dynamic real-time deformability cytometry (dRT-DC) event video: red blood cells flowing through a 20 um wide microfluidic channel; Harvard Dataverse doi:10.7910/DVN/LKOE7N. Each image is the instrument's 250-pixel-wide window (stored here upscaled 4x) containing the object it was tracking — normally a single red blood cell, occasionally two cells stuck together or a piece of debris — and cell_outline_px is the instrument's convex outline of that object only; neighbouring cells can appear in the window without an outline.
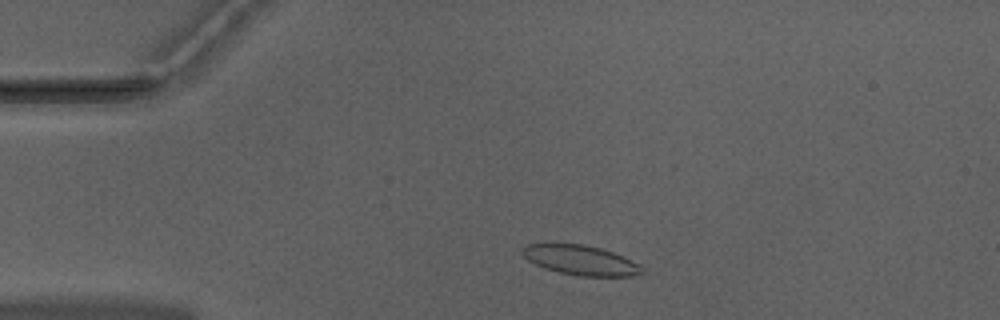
{"species": "Egyptian fruit bat (a non-hibernating species)", "species_latin": "Rousettus aegyptiacus", "temperature_condition": "warm", "stored_images_in_passage": 46, "camera_frame_rate_fps": 3000, "um_per_image_px": 0.085, "animal": {"sex": "male"}, "frame": {"image": 1, "passage_image": 5, "time_ms": 1.333, "image_size_px": [1000, 320], "cell_outline_px": [[644, 272], [640, 276], [580, 276], [560, 272], [544, 268], [528, 260], [520, 252], [520, 248], [524, 244], [584, 244], [600, 248], [624, 256], [640, 264], [644, 268]], "centroid_in_image_um": [49.38, 22.12], "position_along_channel_um": 35.6, "area_um2": 20.92}}
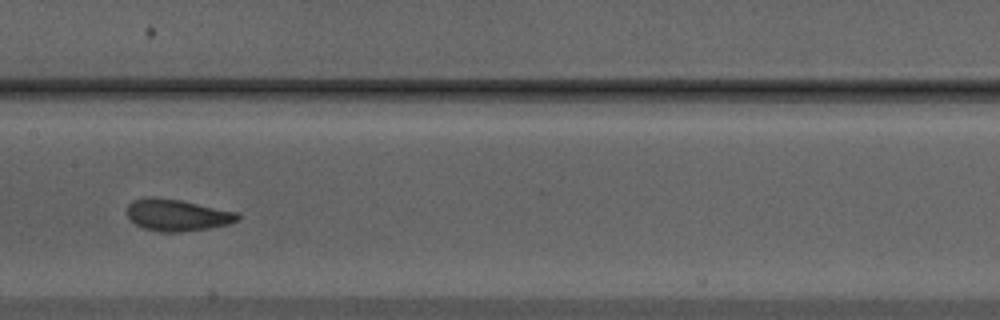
{"frame": {"image": 2, "passage_image": 20, "time_ms": 6.333, "image_size_px": [1000, 320], "cell_outline_px": [[240, 216], [236, 220], [228, 224], [208, 228], [180, 232], [160, 232], [144, 228], [136, 224], [128, 216], [128, 204], [132, 200], [148, 196], [152, 196], [180, 200], [240, 212]], "centroid_in_image_um": [15.06, 18.27], "position_along_channel_um": 192.3, "area_um2": 20.46}}
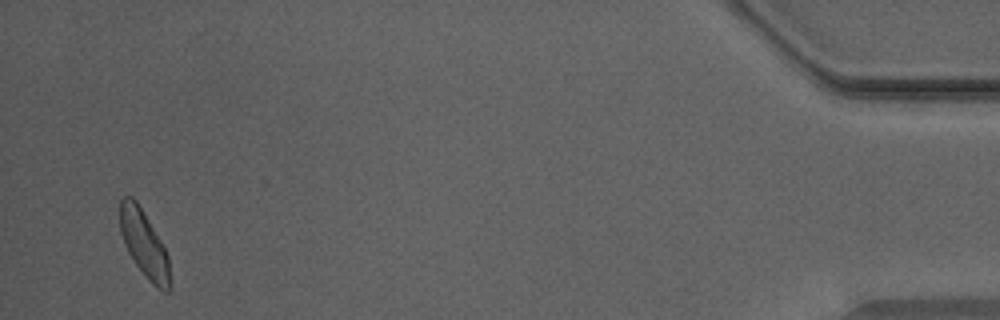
{"frame": {"image": 3, "passage_image": 44, "time_ms": 14.333, "image_size_px": [1000, 320], "cell_outline_px": [[168, 292], [164, 292], [156, 288], [148, 280], [136, 264], [128, 252], [124, 244], [120, 232], [120, 200], [124, 196], [132, 196], [136, 200], [160, 240], [168, 256]], "centroid_in_image_um": [12.2, 20.71], "position_along_channel_um": 423.0, "area_um2": 18.9}, "authors_computed_cell_mechanics": {"area_um2": 20.1433, "velocity_mm_per_s": 3.9556, "shape_relaxation_time_tau1_ms": 3.8354, "shape_relaxation_time_tau2_ms": 1.7066, "deformation_change_tau1": 0.0918, "deformation_change_tau2": 0.0889}}